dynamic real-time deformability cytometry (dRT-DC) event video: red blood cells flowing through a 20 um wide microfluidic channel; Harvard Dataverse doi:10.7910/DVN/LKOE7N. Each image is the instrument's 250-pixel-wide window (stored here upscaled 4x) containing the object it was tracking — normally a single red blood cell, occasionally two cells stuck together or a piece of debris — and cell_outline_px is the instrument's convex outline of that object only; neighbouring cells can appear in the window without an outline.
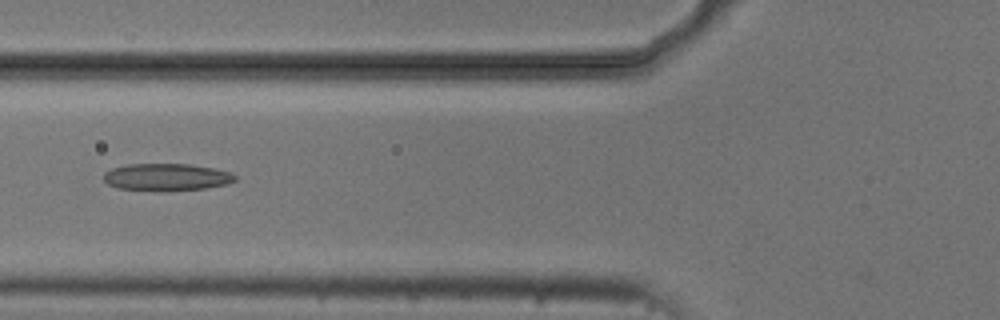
{"species": "common noctule bat (a hibernating species)", "species_latin": "Nyctalus noctula", "temperature_condition": "cold", "stored_images_in_passage": 4, "camera_frame_rate_fps": 3000, "um_per_image_px": 0.085, "animal": {"sex": "male", "body_mass_g": 20.5, "forearm_length_mm": 52.5}, "frame": {"image": 1, "passage_image": 4, "time_ms": 6.333, "image_size_px": [1000, 320], "cell_outline_px": [[236, 180], [228, 184], [208, 188], [116, 188], [108, 184], [104, 180], [104, 172], [112, 168], [128, 164], [188, 164], [216, 168], [232, 172], [236, 176]], "centroid_in_image_um": [14.21, 15.0], "position_along_channel_um": 111.6, "area_um2": 20.0}}